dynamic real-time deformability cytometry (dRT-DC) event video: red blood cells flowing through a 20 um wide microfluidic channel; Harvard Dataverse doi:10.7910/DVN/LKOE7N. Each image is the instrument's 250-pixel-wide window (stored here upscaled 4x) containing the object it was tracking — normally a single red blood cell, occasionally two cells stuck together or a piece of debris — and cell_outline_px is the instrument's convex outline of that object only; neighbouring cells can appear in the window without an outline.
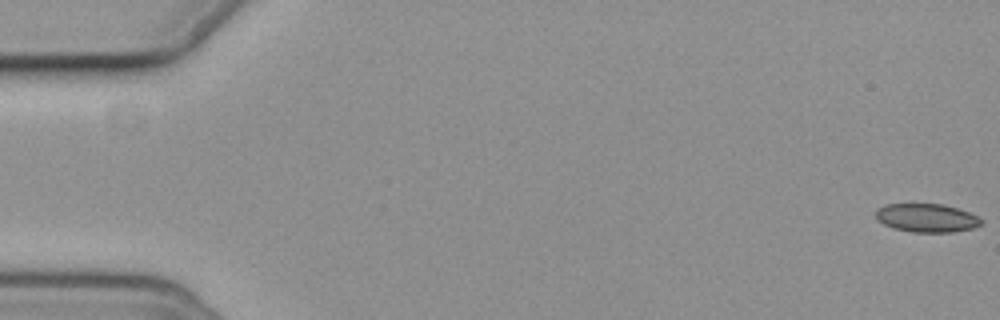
{"species": "common noctule bat (a hibernating species)", "species_latin": "Nyctalus noctula", "temperature_condition": "cold", "stored_images_in_passage": 5, "camera_frame_rate_fps": 3000, "um_per_image_px": 0.085, "animal": {"sex": "female", "body_mass_g": 19.3, "forearm_length_mm": 54.1}, "frame": {"image": 1, "passage_image": 1, "time_ms": 0.0, "image_size_px": [1000, 320], "cell_outline_px": [[984, 220], [980, 224], [972, 228], [952, 232], [912, 232], [892, 228], [876, 220], [876, 208], [884, 204], [944, 204], [968, 212]], "centroid_in_image_um": [78.72, 18.52], "position_along_channel_um": 6.3, "area_um2": 17.51}}
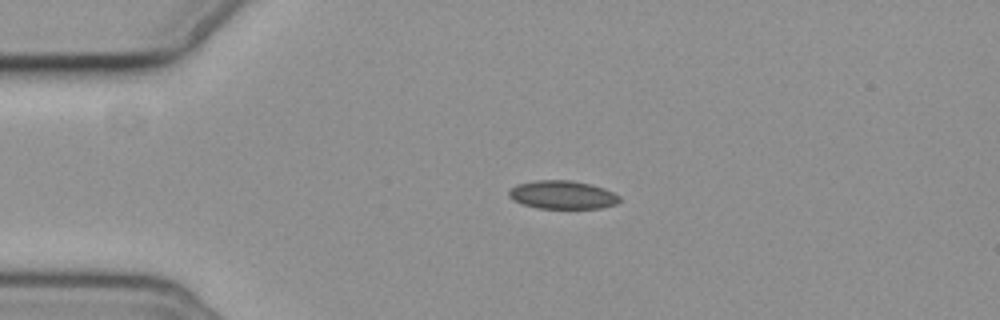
{"frame": {"image": 2, "passage_image": 4, "time_ms": 4.333, "image_size_px": [1000, 320], "cell_outline_px": [[620, 200], [616, 204], [600, 208], [536, 208], [520, 204], [512, 200], [508, 196], [508, 192], [516, 184], [536, 180], [572, 180], [592, 184], [604, 188], [620, 196]], "centroid_in_image_um": [47.78, 16.56], "position_along_channel_um": 37.2, "area_um2": 18.44}}